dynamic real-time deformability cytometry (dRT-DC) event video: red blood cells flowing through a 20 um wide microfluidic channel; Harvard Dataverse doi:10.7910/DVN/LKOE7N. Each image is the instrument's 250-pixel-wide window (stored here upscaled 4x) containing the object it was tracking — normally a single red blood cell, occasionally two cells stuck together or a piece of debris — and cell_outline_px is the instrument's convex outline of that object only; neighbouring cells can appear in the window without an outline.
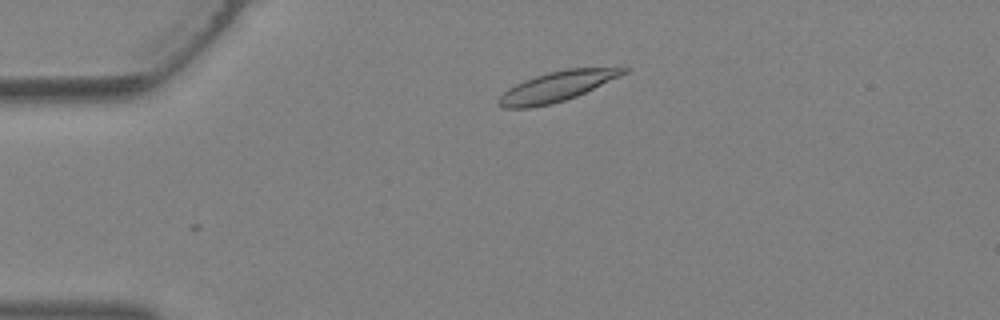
{"species": "Egyptian fruit bat (a non-hibernating species)", "species_latin": "Rousettus aegyptiacus", "temperature_condition": "warm", "stored_images_in_passage": 1, "camera_frame_rate_fps": 3000, "um_per_image_px": 0.085, "animal": {"sex": "female"}, "frame": {"image": 1, "passage_image": 1, "time_ms": 0.0, "image_size_px": [1000, 320], "cell_outline_px": [[388, 296], [380, 300], [376, 300], [364, 292], [268, 204], [204, 140], [204, 132], [208, 128], [220, 132], [228, 136], [252, 156], [332, 232], [372, 272], [384, 288]], "centroid_in_image_um": [25.06, 18.09], "position_along_channel_um": 59.9, "area_um2": 37.34}}